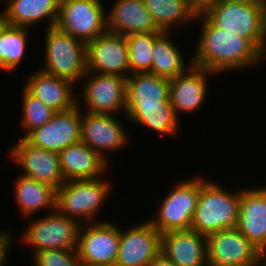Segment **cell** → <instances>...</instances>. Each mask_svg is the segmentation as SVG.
<instances>
[{
    "mask_svg": "<svg viewBox=\"0 0 266 266\" xmlns=\"http://www.w3.org/2000/svg\"><path fill=\"white\" fill-rule=\"evenodd\" d=\"M120 227L111 220L82 224L77 252L83 266H115Z\"/></svg>",
    "mask_w": 266,
    "mask_h": 266,
    "instance_id": "cell-10",
    "label": "cell"
},
{
    "mask_svg": "<svg viewBox=\"0 0 266 266\" xmlns=\"http://www.w3.org/2000/svg\"><path fill=\"white\" fill-rule=\"evenodd\" d=\"M236 228L258 250L266 247V186L241 189Z\"/></svg>",
    "mask_w": 266,
    "mask_h": 266,
    "instance_id": "cell-19",
    "label": "cell"
},
{
    "mask_svg": "<svg viewBox=\"0 0 266 266\" xmlns=\"http://www.w3.org/2000/svg\"><path fill=\"white\" fill-rule=\"evenodd\" d=\"M112 190L111 180L105 177L66 181L56 190V209L81 225L101 222L98 215Z\"/></svg>",
    "mask_w": 266,
    "mask_h": 266,
    "instance_id": "cell-3",
    "label": "cell"
},
{
    "mask_svg": "<svg viewBox=\"0 0 266 266\" xmlns=\"http://www.w3.org/2000/svg\"><path fill=\"white\" fill-rule=\"evenodd\" d=\"M102 0H60L56 26L85 44L108 31Z\"/></svg>",
    "mask_w": 266,
    "mask_h": 266,
    "instance_id": "cell-9",
    "label": "cell"
},
{
    "mask_svg": "<svg viewBox=\"0 0 266 266\" xmlns=\"http://www.w3.org/2000/svg\"><path fill=\"white\" fill-rule=\"evenodd\" d=\"M31 258L32 266H83L77 249L41 251Z\"/></svg>",
    "mask_w": 266,
    "mask_h": 266,
    "instance_id": "cell-32",
    "label": "cell"
},
{
    "mask_svg": "<svg viewBox=\"0 0 266 266\" xmlns=\"http://www.w3.org/2000/svg\"><path fill=\"white\" fill-rule=\"evenodd\" d=\"M125 120L140 128L150 129L158 135L173 138L180 133V120L173 109L170 99L162 106L151 107H126Z\"/></svg>",
    "mask_w": 266,
    "mask_h": 266,
    "instance_id": "cell-26",
    "label": "cell"
},
{
    "mask_svg": "<svg viewBox=\"0 0 266 266\" xmlns=\"http://www.w3.org/2000/svg\"><path fill=\"white\" fill-rule=\"evenodd\" d=\"M13 183L12 197H14L15 206L24 219L36 217L34 216L36 213H43L42 211H46V209L48 212L56 209V190L54 188L20 174Z\"/></svg>",
    "mask_w": 266,
    "mask_h": 266,
    "instance_id": "cell-24",
    "label": "cell"
},
{
    "mask_svg": "<svg viewBox=\"0 0 266 266\" xmlns=\"http://www.w3.org/2000/svg\"><path fill=\"white\" fill-rule=\"evenodd\" d=\"M258 266H266V247L259 250Z\"/></svg>",
    "mask_w": 266,
    "mask_h": 266,
    "instance_id": "cell-37",
    "label": "cell"
},
{
    "mask_svg": "<svg viewBox=\"0 0 266 266\" xmlns=\"http://www.w3.org/2000/svg\"><path fill=\"white\" fill-rule=\"evenodd\" d=\"M87 71L128 78L131 71L126 37L106 31L89 42L87 44Z\"/></svg>",
    "mask_w": 266,
    "mask_h": 266,
    "instance_id": "cell-15",
    "label": "cell"
},
{
    "mask_svg": "<svg viewBox=\"0 0 266 266\" xmlns=\"http://www.w3.org/2000/svg\"><path fill=\"white\" fill-rule=\"evenodd\" d=\"M30 28L7 24L0 33V70L12 73L23 64L29 45ZM27 52V53H26Z\"/></svg>",
    "mask_w": 266,
    "mask_h": 266,
    "instance_id": "cell-29",
    "label": "cell"
},
{
    "mask_svg": "<svg viewBox=\"0 0 266 266\" xmlns=\"http://www.w3.org/2000/svg\"><path fill=\"white\" fill-rule=\"evenodd\" d=\"M0 1L4 5L2 10L9 25L32 28L46 21L45 28L56 26L60 0Z\"/></svg>",
    "mask_w": 266,
    "mask_h": 266,
    "instance_id": "cell-23",
    "label": "cell"
},
{
    "mask_svg": "<svg viewBox=\"0 0 266 266\" xmlns=\"http://www.w3.org/2000/svg\"><path fill=\"white\" fill-rule=\"evenodd\" d=\"M107 10L108 31L129 36L135 33L160 31L143 0H114Z\"/></svg>",
    "mask_w": 266,
    "mask_h": 266,
    "instance_id": "cell-22",
    "label": "cell"
},
{
    "mask_svg": "<svg viewBox=\"0 0 266 266\" xmlns=\"http://www.w3.org/2000/svg\"><path fill=\"white\" fill-rule=\"evenodd\" d=\"M122 120L124 119L120 120L116 115L82 111L81 141L97 152L110 166L112 160L108 156L129 147L130 132L129 129L126 130Z\"/></svg>",
    "mask_w": 266,
    "mask_h": 266,
    "instance_id": "cell-11",
    "label": "cell"
},
{
    "mask_svg": "<svg viewBox=\"0 0 266 266\" xmlns=\"http://www.w3.org/2000/svg\"><path fill=\"white\" fill-rule=\"evenodd\" d=\"M82 110L56 112L42 127L32 130L25 139L32 145L60 153L68 146L81 141Z\"/></svg>",
    "mask_w": 266,
    "mask_h": 266,
    "instance_id": "cell-16",
    "label": "cell"
},
{
    "mask_svg": "<svg viewBox=\"0 0 266 266\" xmlns=\"http://www.w3.org/2000/svg\"><path fill=\"white\" fill-rule=\"evenodd\" d=\"M144 221L126 229L120 226V244L115 266H148L161 252L162 234L149 219Z\"/></svg>",
    "mask_w": 266,
    "mask_h": 266,
    "instance_id": "cell-14",
    "label": "cell"
},
{
    "mask_svg": "<svg viewBox=\"0 0 266 266\" xmlns=\"http://www.w3.org/2000/svg\"><path fill=\"white\" fill-rule=\"evenodd\" d=\"M216 2L252 4L260 3V0H217Z\"/></svg>",
    "mask_w": 266,
    "mask_h": 266,
    "instance_id": "cell-38",
    "label": "cell"
},
{
    "mask_svg": "<svg viewBox=\"0 0 266 266\" xmlns=\"http://www.w3.org/2000/svg\"><path fill=\"white\" fill-rule=\"evenodd\" d=\"M79 84L77 105L82 111L125 117L127 78L87 71Z\"/></svg>",
    "mask_w": 266,
    "mask_h": 266,
    "instance_id": "cell-7",
    "label": "cell"
},
{
    "mask_svg": "<svg viewBox=\"0 0 266 266\" xmlns=\"http://www.w3.org/2000/svg\"><path fill=\"white\" fill-rule=\"evenodd\" d=\"M173 185L163 196L159 209H155L156 215L149 220L161 234L191 229L200 194V174Z\"/></svg>",
    "mask_w": 266,
    "mask_h": 266,
    "instance_id": "cell-6",
    "label": "cell"
},
{
    "mask_svg": "<svg viewBox=\"0 0 266 266\" xmlns=\"http://www.w3.org/2000/svg\"><path fill=\"white\" fill-rule=\"evenodd\" d=\"M163 32L135 33L126 36L131 74L150 72L154 41Z\"/></svg>",
    "mask_w": 266,
    "mask_h": 266,
    "instance_id": "cell-30",
    "label": "cell"
},
{
    "mask_svg": "<svg viewBox=\"0 0 266 266\" xmlns=\"http://www.w3.org/2000/svg\"><path fill=\"white\" fill-rule=\"evenodd\" d=\"M14 231H10L9 229H3L0 231V266H7V262L9 258V254H10V250H11V246L14 243L15 238L13 239ZM9 252V253H8Z\"/></svg>",
    "mask_w": 266,
    "mask_h": 266,
    "instance_id": "cell-33",
    "label": "cell"
},
{
    "mask_svg": "<svg viewBox=\"0 0 266 266\" xmlns=\"http://www.w3.org/2000/svg\"><path fill=\"white\" fill-rule=\"evenodd\" d=\"M216 28L247 39L266 60V39L262 32L260 3L215 2L203 14Z\"/></svg>",
    "mask_w": 266,
    "mask_h": 266,
    "instance_id": "cell-8",
    "label": "cell"
},
{
    "mask_svg": "<svg viewBox=\"0 0 266 266\" xmlns=\"http://www.w3.org/2000/svg\"><path fill=\"white\" fill-rule=\"evenodd\" d=\"M8 24L7 20H6V16L4 11L2 10L0 12V33L2 32V30L5 28V26Z\"/></svg>",
    "mask_w": 266,
    "mask_h": 266,
    "instance_id": "cell-39",
    "label": "cell"
},
{
    "mask_svg": "<svg viewBox=\"0 0 266 266\" xmlns=\"http://www.w3.org/2000/svg\"><path fill=\"white\" fill-rule=\"evenodd\" d=\"M216 182L200 175V194L191 230L205 236L236 228L239 219L241 189L231 192Z\"/></svg>",
    "mask_w": 266,
    "mask_h": 266,
    "instance_id": "cell-2",
    "label": "cell"
},
{
    "mask_svg": "<svg viewBox=\"0 0 266 266\" xmlns=\"http://www.w3.org/2000/svg\"><path fill=\"white\" fill-rule=\"evenodd\" d=\"M148 266H177L163 252H160Z\"/></svg>",
    "mask_w": 266,
    "mask_h": 266,
    "instance_id": "cell-35",
    "label": "cell"
},
{
    "mask_svg": "<svg viewBox=\"0 0 266 266\" xmlns=\"http://www.w3.org/2000/svg\"><path fill=\"white\" fill-rule=\"evenodd\" d=\"M59 159L65 182L98 179L109 174L107 171L111 170L110 165L82 141L72 144L61 151Z\"/></svg>",
    "mask_w": 266,
    "mask_h": 266,
    "instance_id": "cell-21",
    "label": "cell"
},
{
    "mask_svg": "<svg viewBox=\"0 0 266 266\" xmlns=\"http://www.w3.org/2000/svg\"><path fill=\"white\" fill-rule=\"evenodd\" d=\"M173 32H163L155 41L152 49V67L149 73L166 79H174L186 72L192 65V58L188 63L183 49L170 37ZM181 49V50H180Z\"/></svg>",
    "mask_w": 266,
    "mask_h": 266,
    "instance_id": "cell-27",
    "label": "cell"
},
{
    "mask_svg": "<svg viewBox=\"0 0 266 266\" xmlns=\"http://www.w3.org/2000/svg\"><path fill=\"white\" fill-rule=\"evenodd\" d=\"M12 163L21 168V175L35 179L57 190L64 182L59 153L30 144L25 138L8 148Z\"/></svg>",
    "mask_w": 266,
    "mask_h": 266,
    "instance_id": "cell-12",
    "label": "cell"
},
{
    "mask_svg": "<svg viewBox=\"0 0 266 266\" xmlns=\"http://www.w3.org/2000/svg\"><path fill=\"white\" fill-rule=\"evenodd\" d=\"M206 238L208 266H258L259 250L237 228Z\"/></svg>",
    "mask_w": 266,
    "mask_h": 266,
    "instance_id": "cell-13",
    "label": "cell"
},
{
    "mask_svg": "<svg viewBox=\"0 0 266 266\" xmlns=\"http://www.w3.org/2000/svg\"><path fill=\"white\" fill-rule=\"evenodd\" d=\"M46 213L36 219L26 218L29 224L20 232L17 242L31 247V256L41 251L77 249L81 224L57 209Z\"/></svg>",
    "mask_w": 266,
    "mask_h": 266,
    "instance_id": "cell-5",
    "label": "cell"
},
{
    "mask_svg": "<svg viewBox=\"0 0 266 266\" xmlns=\"http://www.w3.org/2000/svg\"><path fill=\"white\" fill-rule=\"evenodd\" d=\"M21 97L22 116L19 125L25 132L21 138H25L32 130L49 122L56 112L34 97L24 86Z\"/></svg>",
    "mask_w": 266,
    "mask_h": 266,
    "instance_id": "cell-31",
    "label": "cell"
},
{
    "mask_svg": "<svg viewBox=\"0 0 266 266\" xmlns=\"http://www.w3.org/2000/svg\"><path fill=\"white\" fill-rule=\"evenodd\" d=\"M44 66L38 68L52 76L70 80L75 85L87 72V44L57 27L44 28Z\"/></svg>",
    "mask_w": 266,
    "mask_h": 266,
    "instance_id": "cell-4",
    "label": "cell"
},
{
    "mask_svg": "<svg viewBox=\"0 0 266 266\" xmlns=\"http://www.w3.org/2000/svg\"><path fill=\"white\" fill-rule=\"evenodd\" d=\"M161 252L177 266H208L207 238L191 229L163 233Z\"/></svg>",
    "mask_w": 266,
    "mask_h": 266,
    "instance_id": "cell-20",
    "label": "cell"
},
{
    "mask_svg": "<svg viewBox=\"0 0 266 266\" xmlns=\"http://www.w3.org/2000/svg\"><path fill=\"white\" fill-rule=\"evenodd\" d=\"M170 80L151 74L134 73L127 78L126 107L162 106L169 100Z\"/></svg>",
    "mask_w": 266,
    "mask_h": 266,
    "instance_id": "cell-25",
    "label": "cell"
},
{
    "mask_svg": "<svg viewBox=\"0 0 266 266\" xmlns=\"http://www.w3.org/2000/svg\"><path fill=\"white\" fill-rule=\"evenodd\" d=\"M143 2L156 27L162 32L175 33L176 27L196 23L197 15L186 0H143Z\"/></svg>",
    "mask_w": 266,
    "mask_h": 266,
    "instance_id": "cell-28",
    "label": "cell"
},
{
    "mask_svg": "<svg viewBox=\"0 0 266 266\" xmlns=\"http://www.w3.org/2000/svg\"><path fill=\"white\" fill-rule=\"evenodd\" d=\"M214 76L218 75L192 65L186 72L170 80L169 99L178 118L180 113L195 115L204 108L202 106L209 95L208 82Z\"/></svg>",
    "mask_w": 266,
    "mask_h": 266,
    "instance_id": "cell-17",
    "label": "cell"
},
{
    "mask_svg": "<svg viewBox=\"0 0 266 266\" xmlns=\"http://www.w3.org/2000/svg\"><path fill=\"white\" fill-rule=\"evenodd\" d=\"M260 6L262 10V32L266 39V0H260Z\"/></svg>",
    "mask_w": 266,
    "mask_h": 266,
    "instance_id": "cell-36",
    "label": "cell"
},
{
    "mask_svg": "<svg viewBox=\"0 0 266 266\" xmlns=\"http://www.w3.org/2000/svg\"><path fill=\"white\" fill-rule=\"evenodd\" d=\"M26 79L24 87L55 112L68 111L77 106V86L70 80L49 75L40 69L32 71Z\"/></svg>",
    "mask_w": 266,
    "mask_h": 266,
    "instance_id": "cell-18",
    "label": "cell"
},
{
    "mask_svg": "<svg viewBox=\"0 0 266 266\" xmlns=\"http://www.w3.org/2000/svg\"><path fill=\"white\" fill-rule=\"evenodd\" d=\"M199 38L191 54L193 65L217 75L250 69L262 64L265 57L245 38L216 28L203 14L198 15Z\"/></svg>",
    "mask_w": 266,
    "mask_h": 266,
    "instance_id": "cell-1",
    "label": "cell"
},
{
    "mask_svg": "<svg viewBox=\"0 0 266 266\" xmlns=\"http://www.w3.org/2000/svg\"><path fill=\"white\" fill-rule=\"evenodd\" d=\"M189 7L198 15L204 14L217 0H186Z\"/></svg>",
    "mask_w": 266,
    "mask_h": 266,
    "instance_id": "cell-34",
    "label": "cell"
}]
</instances>
